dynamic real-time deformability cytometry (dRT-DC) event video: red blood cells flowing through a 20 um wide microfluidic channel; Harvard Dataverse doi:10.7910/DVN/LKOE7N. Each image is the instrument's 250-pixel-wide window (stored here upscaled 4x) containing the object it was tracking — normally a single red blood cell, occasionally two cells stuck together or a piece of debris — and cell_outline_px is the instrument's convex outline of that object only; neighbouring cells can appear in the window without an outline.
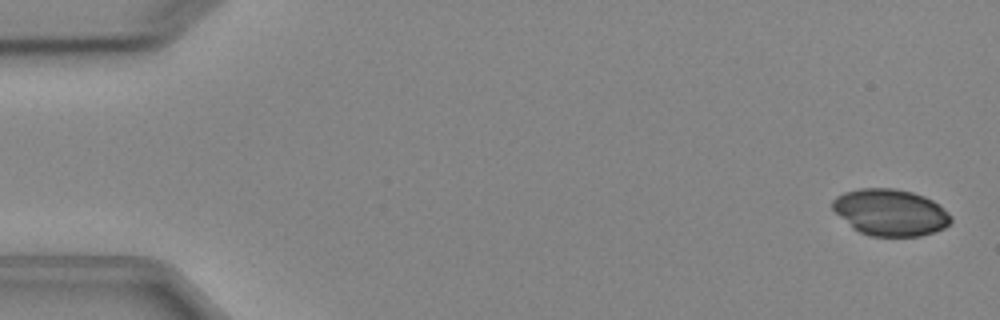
{"species": "Egyptian fruit bat (a non-hibernating species)", "species_latin": "Rousettus aegyptiacus", "temperature_condition": "cold", "stored_images_in_passage": 4, "camera_frame_rate_fps": 3000, "um_per_image_px": 0.085, "animal": {"sex": "female"}, "frame": {"image": 1, "passage_image": 1, "time_ms": 0.0, "image_size_px": [1000, 320], "cell_outline_px": [[952, 220], [944, 228], [920, 236], [872, 236], [860, 232], [852, 228], [832, 208], [832, 200], [836, 196], [844, 192], [860, 188], [892, 188], [912, 192], [924, 196], [932, 200], [948, 212], [952, 216]], "centroid_in_image_um": [75.67, 18.05], "position_along_channel_um": 9.3, "area_um2": 32.02}}